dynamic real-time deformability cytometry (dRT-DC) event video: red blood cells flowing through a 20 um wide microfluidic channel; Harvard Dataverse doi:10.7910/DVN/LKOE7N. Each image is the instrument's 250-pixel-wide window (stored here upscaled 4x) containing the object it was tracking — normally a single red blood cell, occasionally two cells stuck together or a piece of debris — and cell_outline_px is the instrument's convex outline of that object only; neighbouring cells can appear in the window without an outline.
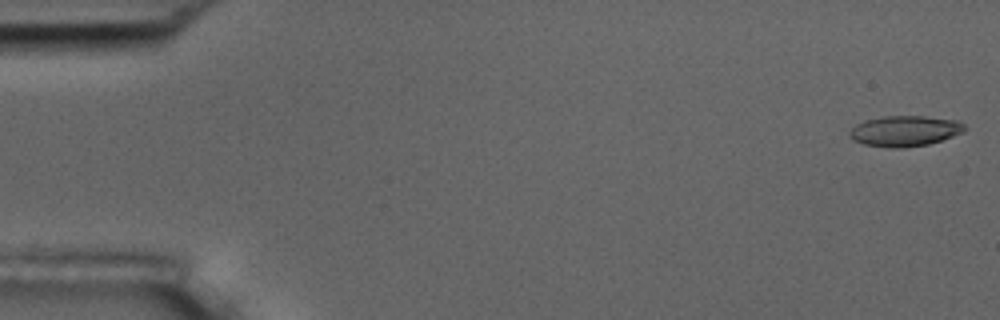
{"species": "common noctule bat (a hibernating species)", "species_latin": "Nyctalus noctula", "temperature_condition": "room temperature", "stored_images_in_passage": 16, "camera_frame_rate_fps": 3000, "um_per_image_px": 0.085, "animal": {"sex": "male", "body_mass_g": 17.5, "forearm_length_mm": 52.3}, "frame": {"image": 1, "passage_image": 1, "time_ms": 0.0, "image_size_px": [1000, 320], "cell_outline_px": [[968, 128], [964, 132], [928, 144], [904, 148], [888, 148], [864, 144], [852, 140], [848, 136], [848, 132], [856, 124], [864, 120], [884, 116], [924, 116], [960, 120]], "centroid_in_image_um": [76.91, 11.13], "position_along_channel_um": 8.1, "area_um2": 20.81}}
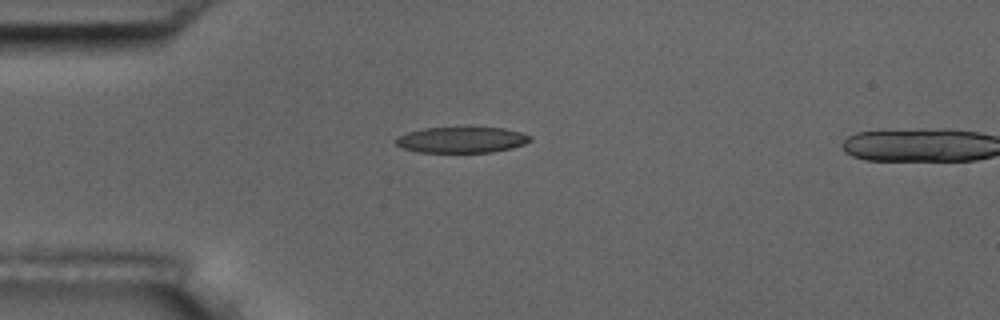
{"frame": {"image": 2, "passage_image": 14, "time_ms": 4.333, "image_size_px": [1000, 320], "cell_outline_px": [[532, 140], [524, 144], [512, 148], [492, 152], [420, 152], [404, 148], [396, 144], [392, 140], [396, 136], [408, 132], [424, 128], [468, 124], [504, 128], [520, 132], [532, 136]], "centroid_in_image_um": [39.25, 11.83], "position_along_channel_um": 45.8, "area_um2": 21.39}}